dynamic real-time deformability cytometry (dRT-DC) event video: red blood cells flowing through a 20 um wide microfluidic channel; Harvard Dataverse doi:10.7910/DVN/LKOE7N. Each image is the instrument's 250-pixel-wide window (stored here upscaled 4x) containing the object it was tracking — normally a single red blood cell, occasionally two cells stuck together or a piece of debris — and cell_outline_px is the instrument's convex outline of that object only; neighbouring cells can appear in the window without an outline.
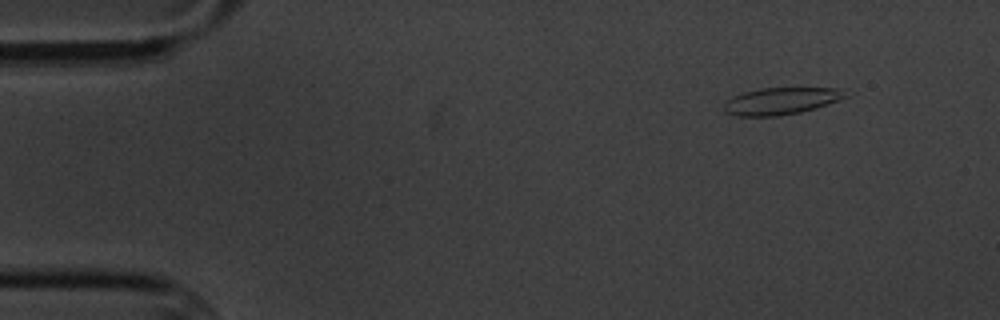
{"species": "common noctule bat (a hibernating species)", "species_latin": "Nyctalus noctula", "temperature_condition": "cold", "stored_images_in_passage": 4, "camera_frame_rate_fps": 3000, "um_per_image_px": 0.085, "animal": {"sex": "male", "body_mass_g": 20.1, "forearm_length_mm": 53.5}, "frame": {"image": 1, "passage_image": 1, "time_ms": 0.0, "image_size_px": [1000, 320], "cell_outline_px": [[848, 96], [816, 108], [800, 112], [780, 116], [736, 116], [724, 112], [724, 100], [732, 96], [744, 92], [760, 88], [840, 88]], "centroid_in_image_um": [66.32, 8.59], "position_along_channel_um": 18.7, "area_um2": 19.13}}